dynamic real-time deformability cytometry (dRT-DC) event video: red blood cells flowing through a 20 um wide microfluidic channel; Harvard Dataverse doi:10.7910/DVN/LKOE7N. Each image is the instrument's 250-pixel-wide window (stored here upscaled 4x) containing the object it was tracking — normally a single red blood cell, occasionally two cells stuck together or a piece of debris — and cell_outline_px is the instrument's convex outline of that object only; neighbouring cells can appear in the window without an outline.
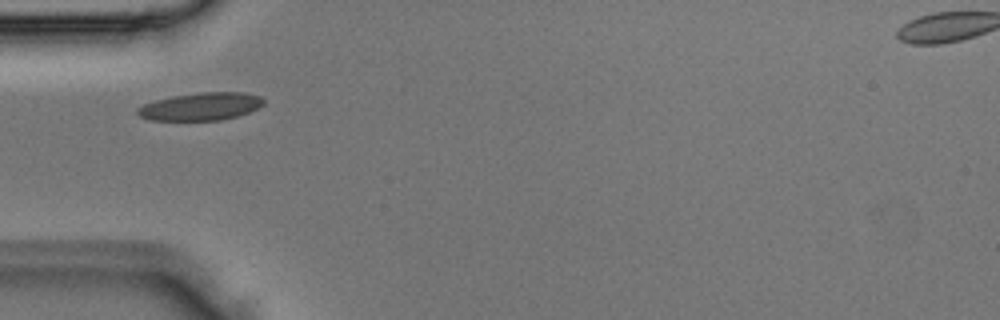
{"species": "Egyptian fruit bat (a non-hibernating species)", "species_latin": "Rousettus aegyptiacus", "temperature_condition": "room temperature", "stored_images_in_passage": 2, "camera_frame_rate_fps": 3000, "um_per_image_px": 0.085, "animal": {"sex": "male"}, "frame": {"image": 1, "passage_image": 1, "time_ms": 0.0, "image_size_px": [1000, 320], "cell_outline_px": [[264, 104], [248, 112], [236, 116], [220, 120], [152, 120], [140, 116], [136, 112], [136, 108], [144, 104], [156, 100], [172, 96], [200, 92], [244, 92], [260, 96], [264, 100]], "centroid_in_image_um": [17.06, 9.04], "position_along_channel_um": 67.9, "area_um2": 20.23}}
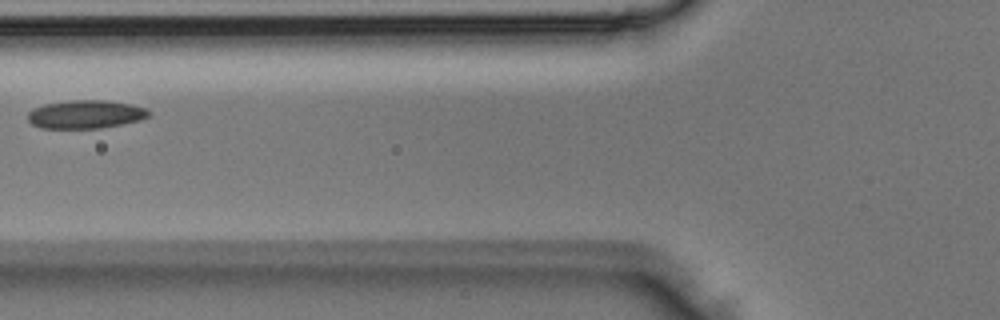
{"frame": {"image": 2, "passage_image": 2, "time_ms": 0.333, "image_size_px": [1000, 320], "cell_outline_px": [[148, 116], [140, 120], [124, 124], [100, 128], [40, 128], [32, 124], [28, 120], [28, 112], [32, 108], [44, 104], [68, 100], [104, 100], [132, 104], [144, 108], [148, 112]], "centroid_in_image_um": [7.23, 9.71], "position_along_channel_um": 118.6, "area_um2": 20.0}}